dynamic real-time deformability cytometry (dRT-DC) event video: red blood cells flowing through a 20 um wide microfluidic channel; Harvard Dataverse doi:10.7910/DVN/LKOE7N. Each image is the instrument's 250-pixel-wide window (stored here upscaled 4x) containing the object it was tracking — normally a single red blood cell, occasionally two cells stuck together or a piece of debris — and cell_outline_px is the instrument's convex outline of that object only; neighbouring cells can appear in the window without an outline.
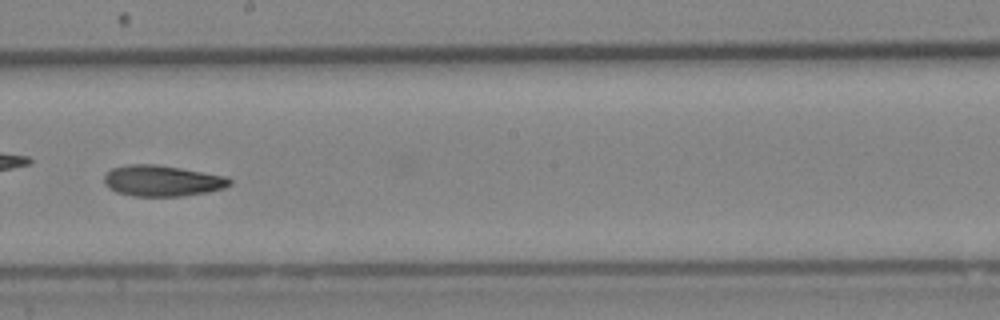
{"species": "Egyptian fruit bat (a non-hibernating species)", "species_latin": "Rousettus aegyptiacus", "temperature_condition": "cold", "stored_images_in_passage": 35, "camera_frame_rate_fps": 3000, "um_per_image_px": 0.085, "animal": {"sex": "female"}, "frame": {"image": 1, "passage_image": 29, "time_ms": 9.333, "image_size_px": [1000, 320], "cell_outline_px": [[232, 184], [224, 188], [208, 192], [184, 196], [132, 196], [116, 192], [108, 188], [104, 184], [104, 176], [112, 168], [128, 164], [156, 164], [228, 176], [232, 180]], "centroid_in_image_um": [13.8, 15.37], "position_along_channel_um": 234.4, "area_um2": 22.89}}